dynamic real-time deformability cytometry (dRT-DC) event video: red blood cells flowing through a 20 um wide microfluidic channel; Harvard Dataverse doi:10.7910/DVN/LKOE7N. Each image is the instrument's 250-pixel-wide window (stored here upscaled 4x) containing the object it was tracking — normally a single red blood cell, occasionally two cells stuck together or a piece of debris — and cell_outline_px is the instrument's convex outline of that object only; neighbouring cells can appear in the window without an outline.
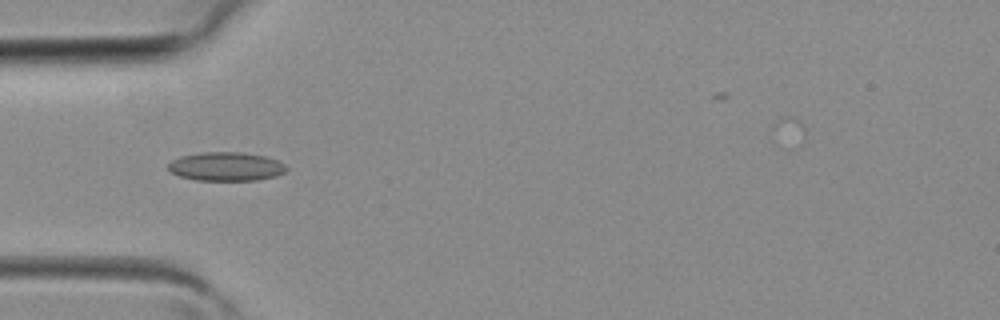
{"species": "common noctule bat (a hibernating species)", "species_latin": "Nyctalus noctula", "temperature_condition": "room temperature", "stored_images_in_passage": 26, "camera_frame_rate_fps": 3000, "um_per_image_px": 0.085, "animal": {"sex": "female", "body_mass_g": 19.3, "forearm_length_mm": 54.1}, "frame": {"image": 1, "passage_image": 1, "time_ms": 0.0, "image_size_px": [1000, 320], "cell_outline_px": [[288, 168], [284, 172], [276, 176], [256, 180], [196, 180], [180, 176], [172, 172], [168, 168], [168, 164], [172, 160], [180, 156], [204, 152], [240, 152], [268, 156], [280, 160]], "centroid_in_image_um": [19.26, 14.14], "position_along_channel_um": 65.7, "area_um2": 19.88}}
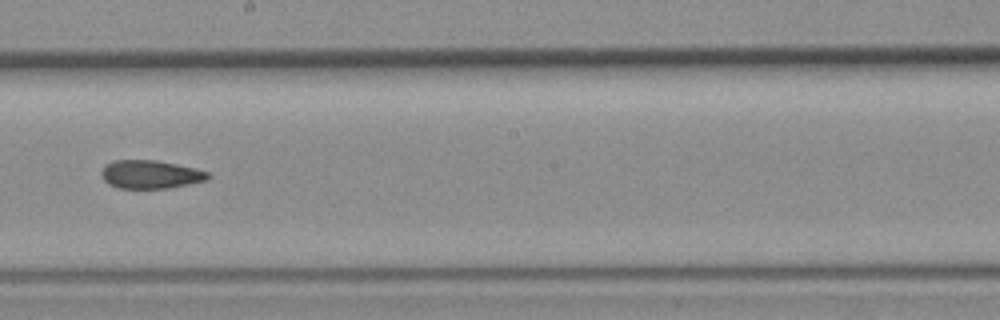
{"frame": {"image": 2, "passage_image": 11, "time_ms": 3.333, "image_size_px": [1000, 320], "cell_outline_px": [[212, 176], [208, 180], [168, 188], [120, 188], [108, 184], [104, 180], [100, 172], [104, 164], [116, 160], [156, 160], [196, 168], [208, 172]], "centroid_in_image_um": [12.79, 14.82], "position_along_channel_um": 235.4, "area_um2": 17.69}}
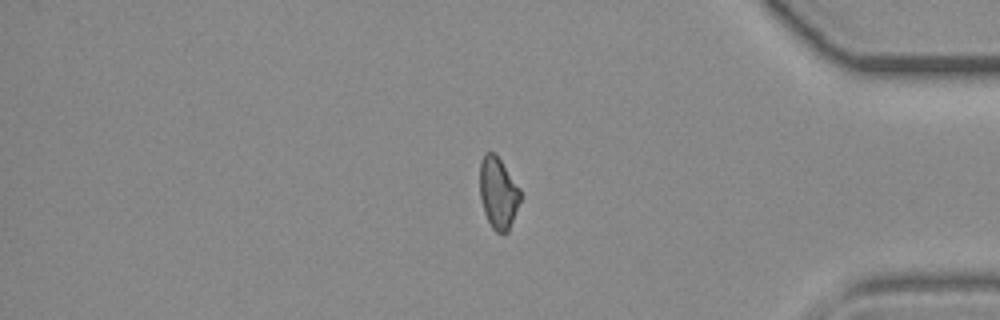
{"frame": {"image": 3, "passage_image": 22, "time_ms": 7.0, "image_size_px": [1000, 320], "cell_outline_px": [[520, 200], [508, 232], [496, 232], [492, 228], [484, 212], [480, 196], [480, 160], [484, 152], [492, 152], [500, 160], [520, 188]], "centroid_in_image_um": [42.33, 16.39], "position_along_channel_um": 392.9, "area_um2": 16.65}}